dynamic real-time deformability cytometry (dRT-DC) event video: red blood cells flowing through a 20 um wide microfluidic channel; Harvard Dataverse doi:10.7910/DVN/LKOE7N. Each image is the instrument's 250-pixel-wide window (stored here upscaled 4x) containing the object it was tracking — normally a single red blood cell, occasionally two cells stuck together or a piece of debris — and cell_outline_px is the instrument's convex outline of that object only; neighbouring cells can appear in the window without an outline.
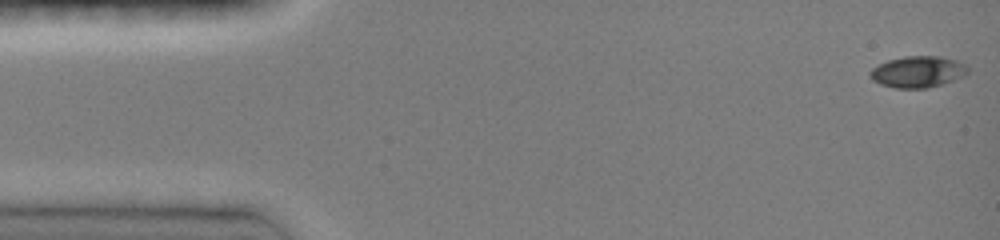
{"species": "common noctule bat (a hibernating species)", "species_latin": "Nyctalus noctula", "temperature_condition": "room temperature", "stored_images_in_passage": 47, "camera_frame_rate_fps": 3000, "um_per_image_px": 0.085, "animal": {"sex": "female", "body_mass_g": 19.0, "forearm_length_mm": 51.5}, "frame": {"image": 1, "passage_image": 1, "time_ms": 0.0, "image_size_px": [1000, 240], "cell_outline_px": [[968, 72], [964, 76], [928, 88], [892, 88], [880, 84], [872, 80], [868, 76], [868, 72], [872, 68], [888, 60], [904, 56], [940, 56], [956, 60], [968, 64]], "centroid_in_image_um": [78.0, 6.1], "position_along_channel_um": 7.0, "area_um2": 18.03}}
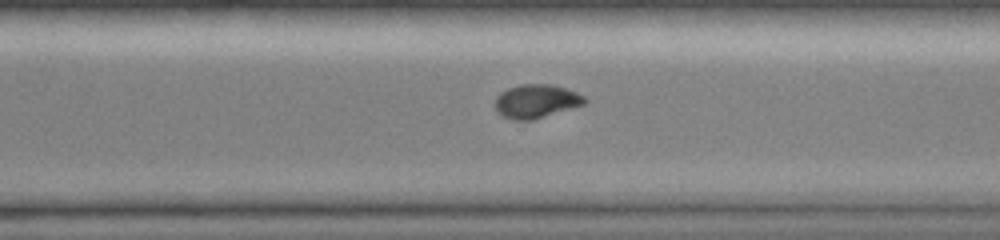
{"frame": {"image": 2, "passage_image": 33, "time_ms": 10.667, "image_size_px": [1000, 240], "cell_outline_px": [[588, 100], [584, 104], [532, 120], [512, 120], [504, 116], [496, 108], [496, 96], [500, 92], [508, 88], [520, 84], [552, 84], [576, 92], [584, 96]], "centroid_in_image_um": [45.58, 8.59], "position_along_channel_um": 325.0, "area_um2": 17.34}}
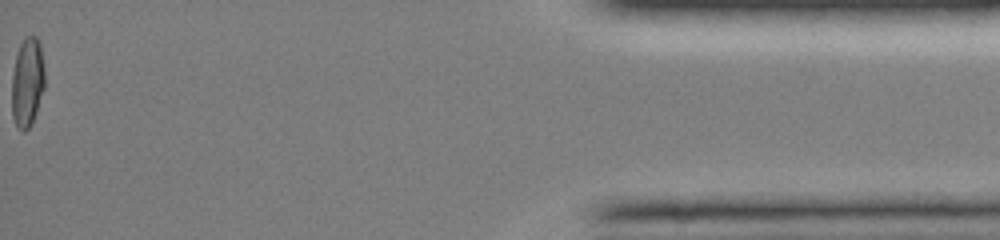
{"frame": {"image": 3, "passage_image": 47, "time_ms": 15.333, "image_size_px": [1000, 240], "cell_outline_px": [[44, 88], [36, 112], [28, 128], [24, 132], [20, 132], [16, 128], [12, 116], [12, 72], [16, 56], [20, 44], [24, 36], [36, 36], [40, 40], [44, 68]], "centroid_in_image_um": [2.31, 6.98], "position_along_channel_um": 432.9, "area_um2": 17.34}, "authors_computed_cell_mechanics": {"area_um2": 17.34, "velocity_mm_per_s": 4.1131, "shape_relaxation_time_tau1_ms": 6.2465, "shape_relaxation_time_tau2_ms": null, "deformation_change_tau1": 0.2226, "deformation_change_tau2": null}}